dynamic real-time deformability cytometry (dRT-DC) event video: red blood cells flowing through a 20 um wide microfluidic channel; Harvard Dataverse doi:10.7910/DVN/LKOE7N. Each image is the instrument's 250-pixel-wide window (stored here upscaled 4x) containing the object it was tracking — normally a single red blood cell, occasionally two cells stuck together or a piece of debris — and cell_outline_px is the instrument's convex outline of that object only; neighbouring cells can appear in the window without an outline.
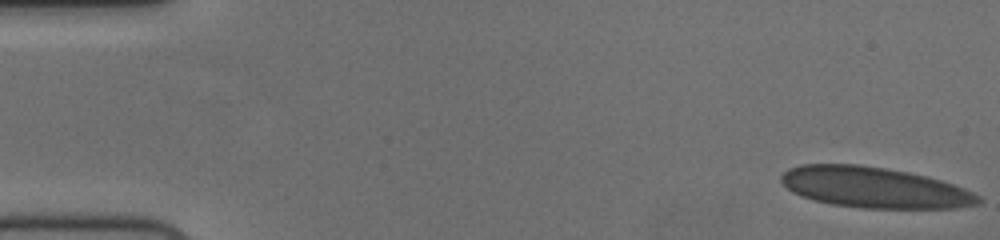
{"species": "human", "species_latin": "Homo sapiens", "temperature_condition": "cold", "stored_images_in_passage": 55, "camera_frame_rate_fps": 3000, "um_per_image_px": 0.085, "donor": {"sex": "female"}, "frame": {"image": 1, "passage_image": 1, "time_ms": 0.0, "image_size_px": [1000, 240], "cell_outline_px": [[984, 200], [980, 204], [952, 208], [864, 208], [832, 204], [816, 200], [792, 192], [780, 180], [780, 176], [788, 168], [800, 164], [860, 164], [908, 172], [928, 176], [964, 188], [980, 196]], "centroid_in_image_um": [74.33, 15.93], "position_along_channel_um": 10.7, "area_um2": 46.76}}
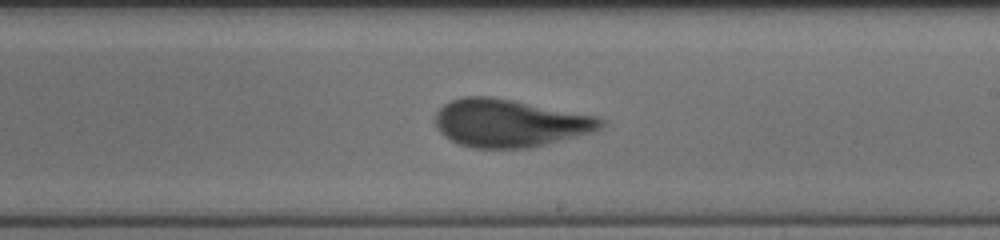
{"frame": {"image": 2, "passage_image": 32, "time_ms": 10.333, "image_size_px": [1000, 240], "cell_outline_px": [[604, 124], [600, 128], [592, 132], [528, 148], [472, 148], [460, 144], [452, 140], [440, 132], [432, 120], [436, 112], [444, 104], [452, 100], [464, 96], [488, 96], [512, 100], [596, 116], [604, 120]], "centroid_in_image_um": [43.27, 10.46], "position_along_channel_um": 245.7, "area_um2": 45.72}}
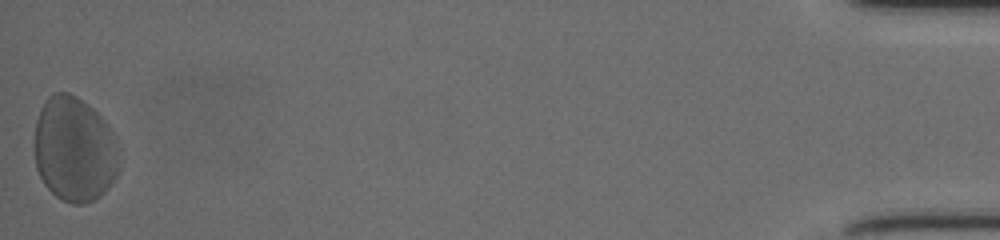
{"frame": {"image": 3, "passage_image": 55, "time_ms": 18.0, "image_size_px": [1000, 240], "cell_outline_px": [[120, 168], [116, 176], [108, 188], [100, 196], [84, 204], [72, 204], [60, 200], [44, 184], [36, 168], [36, 120], [40, 108], [48, 96], [56, 92], [68, 92], [76, 96], [92, 108], [108, 124], [116, 136], [120, 156]], "centroid_in_image_um": [6.36, 12.71], "position_along_channel_um": 428.8, "area_um2": 52.31}, "authors_computed_cell_mechanics": {"area_um2": 46.7024, "velocity_mm_per_s": 3.6616, "shape_relaxation_time_tau1_ms": 4.8212, "shape_relaxation_time_tau2_ms": null, "deformation_change_tau1": 0.1624, "deformation_change_tau2": null}}